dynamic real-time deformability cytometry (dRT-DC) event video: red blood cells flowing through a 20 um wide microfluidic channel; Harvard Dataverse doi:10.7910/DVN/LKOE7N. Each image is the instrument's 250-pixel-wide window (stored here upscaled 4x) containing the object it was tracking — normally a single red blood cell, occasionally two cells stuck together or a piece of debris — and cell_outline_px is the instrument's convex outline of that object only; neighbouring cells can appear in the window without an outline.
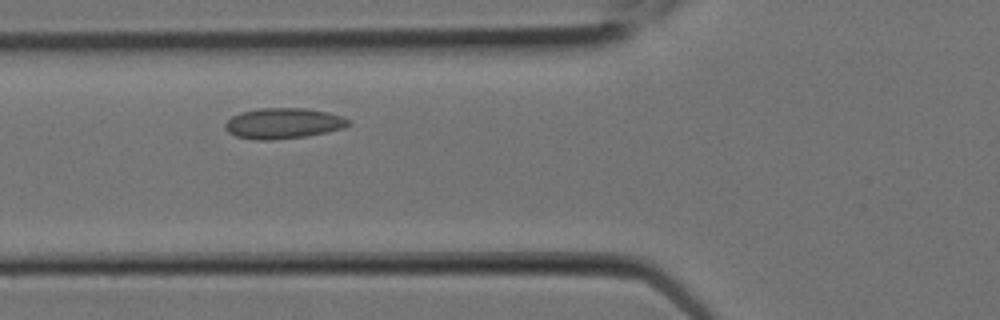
{"species": "Egyptian fruit bat (a non-hibernating species)", "species_latin": "Rousettus aegyptiacus", "temperature_condition": "room temperature", "stored_images_in_passage": 5, "camera_frame_rate_fps": 3000, "um_per_image_px": 0.085, "animal": {"sex": "female"}, "frame": {"image": 1, "passage_image": 4, "time_ms": 1.0, "image_size_px": [1000, 320], "cell_outline_px": [[352, 124], [344, 128], [308, 136], [272, 140], [256, 140], [236, 136], [228, 132], [224, 128], [224, 124], [232, 116], [240, 112], [260, 108], [304, 108], [328, 112], [340, 116], [348, 120]], "centroid_in_image_um": [24.06, 10.49], "position_along_channel_um": 101.7, "area_um2": 22.08}}
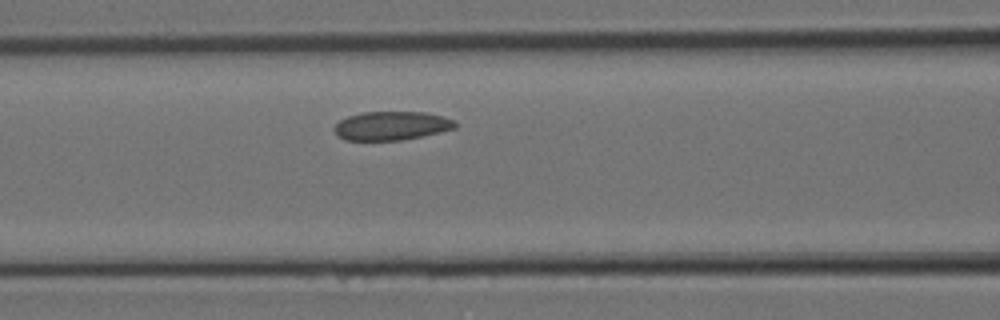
{"frame": {"image": 2, "passage_image": 5, "time_ms": 1.333, "image_size_px": [1000, 320], "cell_outline_px": [[456, 128], [440, 132], [400, 140], [344, 140], [336, 136], [332, 128], [340, 120], [348, 116], [364, 112], [424, 112], [456, 120]], "centroid_in_image_um": [33.24, 10.69], "position_along_channel_um": 133.4, "area_um2": 20.23}}